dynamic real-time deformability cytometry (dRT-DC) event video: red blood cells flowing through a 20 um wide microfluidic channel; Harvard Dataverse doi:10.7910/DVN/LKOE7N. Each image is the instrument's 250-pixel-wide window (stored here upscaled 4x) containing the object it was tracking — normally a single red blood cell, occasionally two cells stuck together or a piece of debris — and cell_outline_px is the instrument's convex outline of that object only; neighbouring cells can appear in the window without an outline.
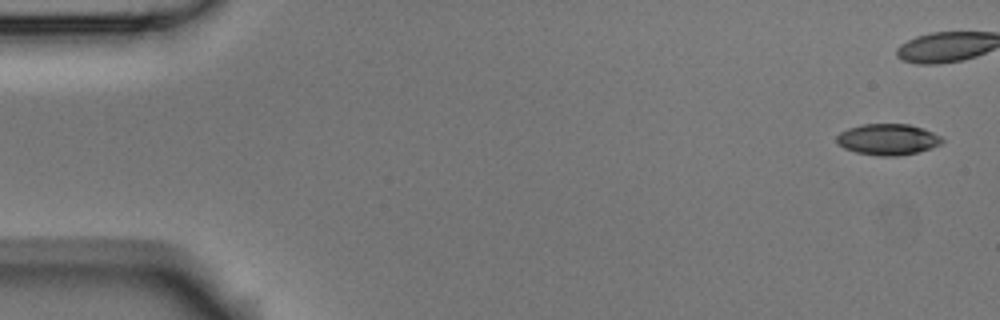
{"species": "Egyptian fruit bat (a non-hibernating species)", "species_latin": "Rousettus aegyptiacus", "temperature_condition": "room temperature", "stored_images_in_passage": 5, "camera_frame_rate_fps": 3000, "um_per_image_px": 0.085, "animal": {"sex": "male"}, "frame": {"image": 1, "passage_image": 1, "time_ms": 0.0, "image_size_px": [1000, 320], "cell_outline_px": [[944, 140], [940, 144], [932, 148], [916, 152], [896, 156], [880, 156], [856, 152], [844, 148], [836, 144], [836, 136], [840, 132], [848, 128], [860, 124], [908, 124], [924, 128], [940, 136]], "centroid_in_image_um": [75.44, 11.84], "position_along_channel_um": 9.6, "area_um2": 19.19}}
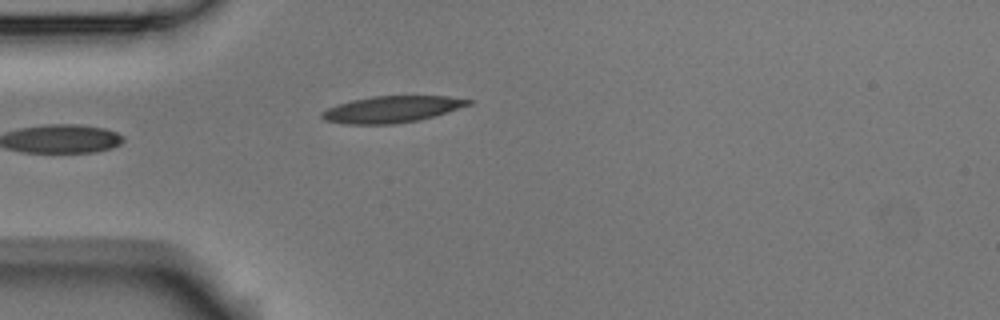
{"frame": {"image": 2, "passage_image": 5, "time_ms": 1.333, "image_size_px": [1000, 320], "cell_outline_px": [[472, 104], [420, 120], [392, 124], [344, 124], [324, 120], [320, 116], [320, 112], [328, 108], [352, 100], [372, 96], [448, 96], [472, 100]], "centroid_in_image_um": [33.28, 9.29], "position_along_channel_um": 51.7, "area_um2": 22.54}}